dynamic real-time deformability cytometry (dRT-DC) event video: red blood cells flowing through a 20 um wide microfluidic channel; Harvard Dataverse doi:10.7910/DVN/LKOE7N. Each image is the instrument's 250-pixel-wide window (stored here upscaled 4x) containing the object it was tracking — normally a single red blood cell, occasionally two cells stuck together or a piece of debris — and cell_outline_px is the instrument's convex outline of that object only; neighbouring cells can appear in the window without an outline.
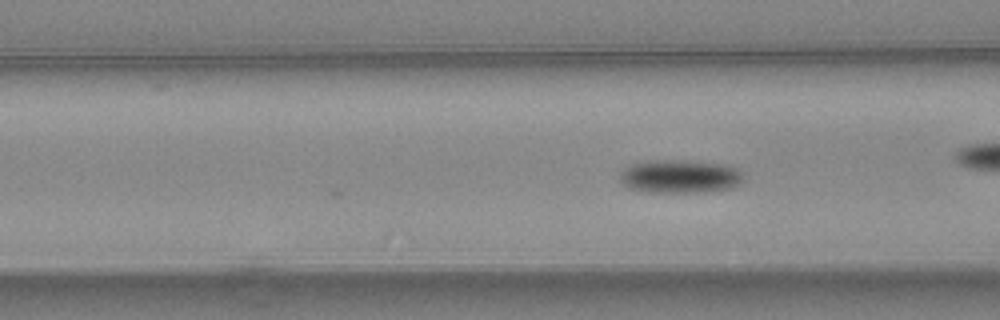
{"species": "common noctule bat (a hibernating species)", "species_latin": "Nyctalus noctula", "temperature_condition": "warm", "stored_images_in_passage": 7, "camera_frame_rate_fps": 3000, "um_per_image_px": 0.085, "animal": {"sex": "female", "body_mass_g": 24.6, "forearm_length_mm": 56.2}, "frame": {"image": 1, "passage_image": 7, "time_ms": 2.0, "image_size_px": [1000, 320], "cell_outline_px": [[744, 180], [740, 184], [732, 188], [704, 192], [648, 192], [628, 188], [620, 180], [620, 172], [624, 168], [632, 164], [648, 160], [684, 160], [732, 164], [744, 176]], "centroid_in_image_um": [57.84, 14.98], "position_along_channel_um": 108.8, "area_um2": 24.45}}